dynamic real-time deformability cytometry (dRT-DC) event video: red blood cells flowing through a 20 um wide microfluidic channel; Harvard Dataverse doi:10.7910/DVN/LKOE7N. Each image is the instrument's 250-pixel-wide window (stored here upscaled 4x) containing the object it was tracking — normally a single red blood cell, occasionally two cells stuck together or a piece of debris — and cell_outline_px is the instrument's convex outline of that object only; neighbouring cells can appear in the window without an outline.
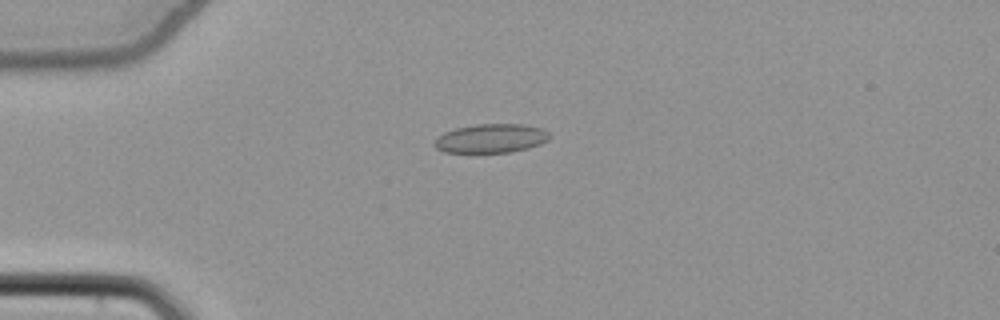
{"species": "common noctule bat (a hibernating species)", "species_latin": "Nyctalus noctula", "temperature_condition": "cold", "stored_images_in_passage": 45, "camera_frame_rate_fps": 3000, "um_per_image_px": 0.085, "animal": {"sex": "female", "body_mass_g": 22.7, "forearm_length_mm": 54.2}, "frame": {"image": 1, "passage_image": 6, "time_ms": 1.667, "image_size_px": [1000, 320], "cell_outline_px": [[548, 140], [540, 144], [528, 148], [512, 152], [444, 152], [436, 148], [432, 144], [444, 132], [456, 128], [476, 124], [524, 124], [544, 128], [548, 132]], "centroid_in_image_um": [41.75, 11.76], "position_along_channel_um": 43.2, "area_um2": 19.36}}
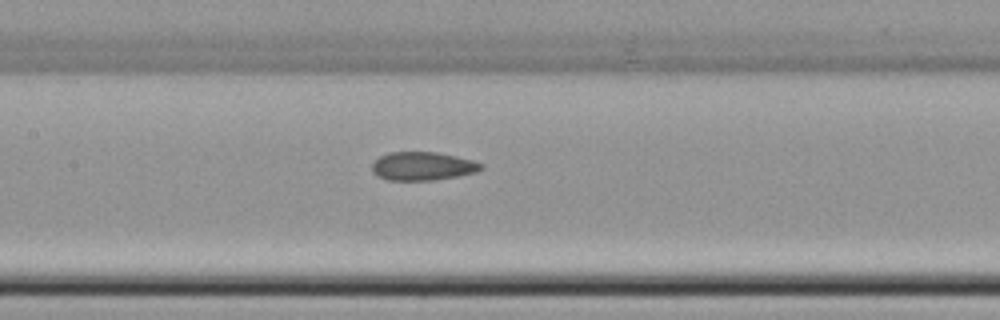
{"frame": {"image": 2, "passage_image": 18, "time_ms": 5.667, "image_size_px": [1000, 320], "cell_outline_px": [[484, 168], [476, 172], [456, 176], [432, 180], [388, 180], [372, 172], [372, 164], [380, 156], [392, 152], [436, 152], [456, 156], [472, 160], [484, 164]], "centroid_in_image_um": [35.95, 14.12], "position_along_channel_um": 171.5, "area_um2": 17.92}}
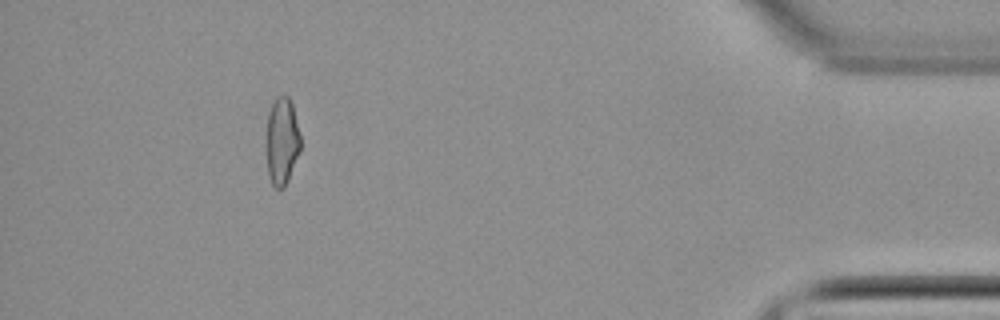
{"frame": {"image": 3, "passage_image": 41, "time_ms": 13.333, "image_size_px": [1000, 320], "cell_outline_px": [[300, 152], [288, 180], [284, 188], [276, 188], [272, 184], [268, 172], [264, 144], [264, 136], [268, 112], [272, 104], [280, 96], [288, 96], [292, 104], [300, 132]], "centroid_in_image_um": [23.93, 12.01], "position_along_channel_um": 411.3, "area_um2": 17.92}, "authors_computed_cell_mechanics": {"area_um2": 18.3226, "velocity_mm_per_s": 3.8799, "shape_relaxation_time_tau1_ms": null, "shape_relaxation_time_tau2_ms": 2.6828, "deformation_change_tau1": null, "deformation_change_tau2": 0.077}}